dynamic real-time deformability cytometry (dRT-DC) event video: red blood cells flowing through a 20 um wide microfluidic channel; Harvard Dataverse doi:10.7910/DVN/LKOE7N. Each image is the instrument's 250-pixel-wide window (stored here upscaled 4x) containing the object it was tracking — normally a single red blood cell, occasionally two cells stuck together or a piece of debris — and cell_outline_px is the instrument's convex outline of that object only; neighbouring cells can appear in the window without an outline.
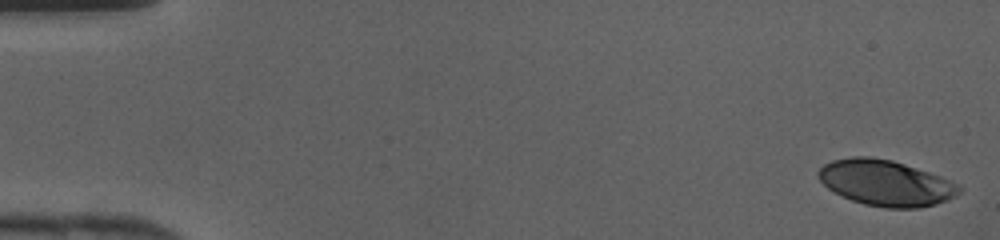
{"species": "human", "species_latin": "Homo sapiens", "temperature_condition": "cold", "stored_images_in_passage": 42, "camera_frame_rate_fps": 3000, "um_per_image_px": 0.085, "donor": {"sex": "female"}, "frame": {"image": 1, "passage_image": 1, "time_ms": 0.0, "image_size_px": [1000, 240], "cell_outline_px": [[960, 192], [956, 196], [920, 208], [884, 208], [864, 204], [852, 200], [828, 188], [820, 180], [816, 172], [824, 164], [832, 160], [852, 156], [872, 156], [892, 160], [940, 176], [960, 184]], "centroid_in_image_um": [75.27, 15.54], "position_along_channel_um": 9.7, "area_um2": 37.34}}
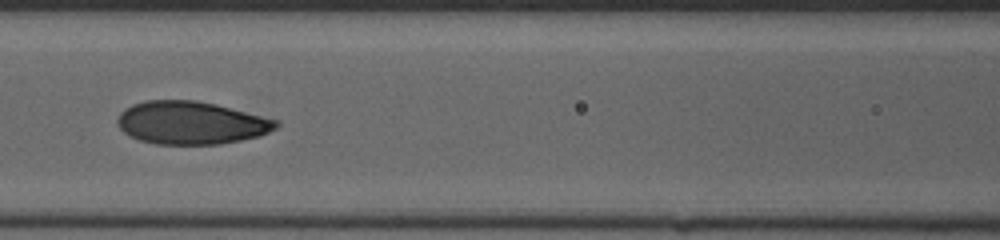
{"frame": {"image": 2, "passage_image": 19, "time_ms": 6.0, "image_size_px": [1000, 240], "cell_outline_px": [[280, 124], [276, 128], [260, 136], [220, 144], [156, 144], [140, 140], [128, 136], [120, 128], [116, 120], [120, 112], [124, 108], [132, 104], [144, 100], [196, 100], [216, 104], [280, 120]], "centroid_in_image_um": [16.24, 10.43], "position_along_channel_um": 150.4, "area_um2": 39.94}}
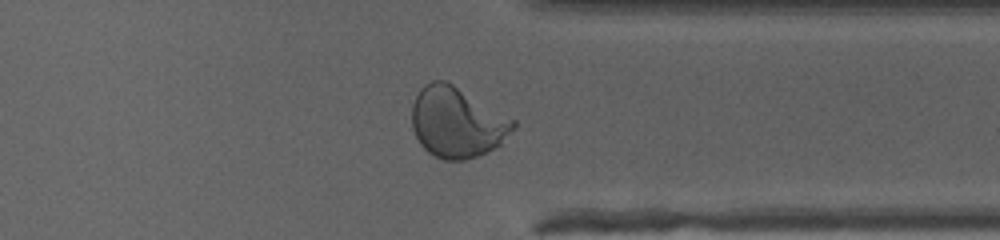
{"frame": {"image": 3, "passage_image": 33, "time_ms": 10.667, "image_size_px": [1000, 240], "cell_outline_px": [[516, 128], [500, 144], [476, 156], [464, 160], [444, 160], [428, 152], [420, 144], [412, 128], [412, 104], [420, 88], [424, 84], [432, 80], [444, 80], [452, 84], [516, 120]], "centroid_in_image_um": [38.83, 10.39], "position_along_channel_um": 372.6, "area_um2": 41.38}}